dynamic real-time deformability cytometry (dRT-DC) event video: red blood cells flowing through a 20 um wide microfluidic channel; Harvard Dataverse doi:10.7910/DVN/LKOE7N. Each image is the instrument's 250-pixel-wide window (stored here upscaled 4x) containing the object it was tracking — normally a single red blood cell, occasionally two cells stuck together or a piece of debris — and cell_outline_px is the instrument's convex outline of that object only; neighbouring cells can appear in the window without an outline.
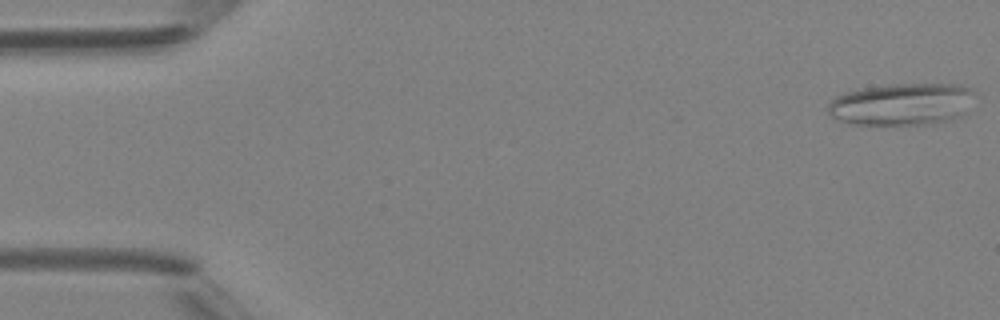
{"species": "Egyptian fruit bat (a non-hibernating species)", "species_latin": "Rousettus aegyptiacus", "temperature_condition": "room temperature", "stored_images_in_passage": 15, "camera_frame_rate_fps": 3000, "um_per_image_px": 0.085, "animal": {"sex": "female"}, "frame": {"image": 1, "passage_image": 1, "time_ms": 0.0, "image_size_px": [1000, 320], "cell_outline_px": [[972, 92], [964, 116], [952, 120], [928, 124], [848, 124], [836, 120], [828, 112], [828, 104], [836, 96], [860, 88], [888, 84], [960, 84], [972, 88]], "centroid_in_image_um": [76.63, 8.86], "position_along_channel_um": 8.4, "area_um2": 36.07}}